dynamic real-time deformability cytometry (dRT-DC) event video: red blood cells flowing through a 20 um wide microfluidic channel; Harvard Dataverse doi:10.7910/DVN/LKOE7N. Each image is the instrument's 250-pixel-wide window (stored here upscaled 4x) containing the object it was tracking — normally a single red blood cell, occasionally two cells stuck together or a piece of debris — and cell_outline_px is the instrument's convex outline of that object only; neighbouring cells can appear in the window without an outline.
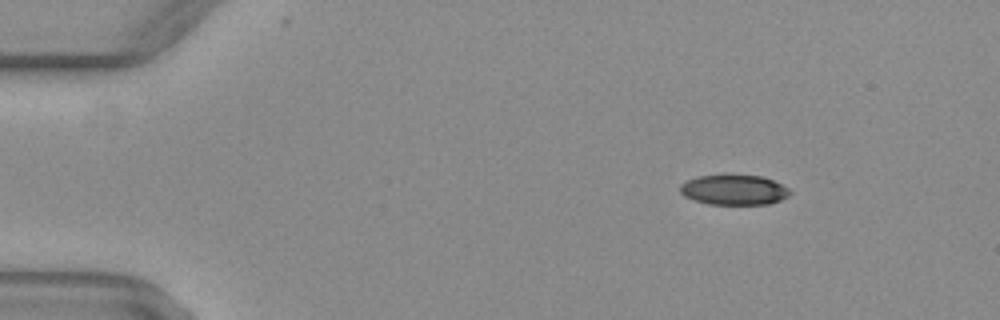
{"species": "common noctule bat (a hibernating species)", "species_latin": "Nyctalus noctula", "temperature_condition": "warm", "stored_images_in_passage": 45, "camera_frame_rate_fps": 3000, "um_per_image_px": 0.085, "animal": {"sex": "female", "body_mass_g": 29.2, "forearm_length_mm": 56.3}, "frame": {"image": 1, "passage_image": 1, "time_ms": 0.0, "image_size_px": [1000, 320], "cell_outline_px": [[792, 192], [788, 196], [780, 200], [768, 204], [708, 204], [692, 200], [684, 196], [680, 192], [680, 184], [696, 176], [724, 172], [764, 176], [788, 188]], "centroid_in_image_um": [62.35, 16.09], "position_along_channel_um": 22.7, "area_um2": 20.06}}
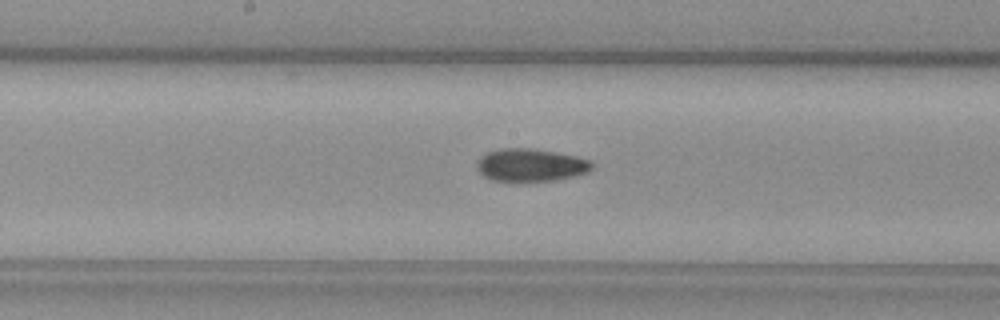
{"frame": {"image": 2, "passage_image": 21, "time_ms": 6.667, "image_size_px": [1000, 320], "cell_outline_px": [[592, 168], [588, 172], [576, 176], [556, 180], [528, 184], [492, 180], [484, 176], [476, 168], [476, 160], [480, 156], [488, 152], [500, 148], [528, 148], [556, 152], [576, 156], [592, 160]], "centroid_in_image_um": [45.09, 14.07], "position_along_channel_um": 203.1, "area_um2": 22.83}}
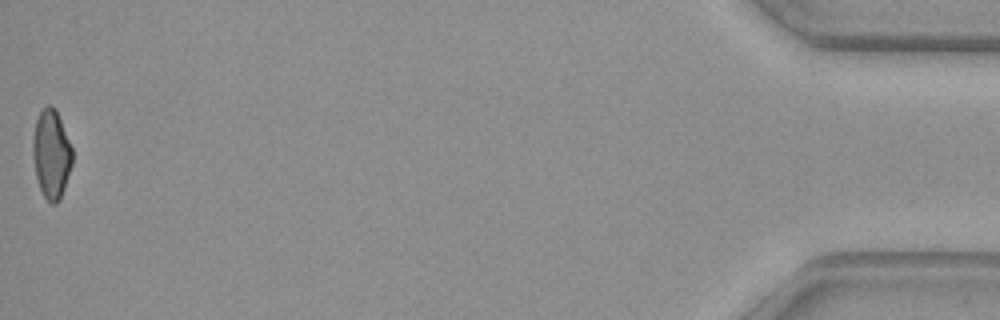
{"frame": {"image": 3, "passage_image": 45, "time_ms": 14.667, "image_size_px": [1000, 320], "cell_outline_px": [[72, 164], [60, 200], [56, 204], [52, 204], [44, 196], [40, 188], [36, 176], [32, 152], [32, 140], [36, 120], [40, 112], [48, 104], [52, 104], [56, 108], [72, 148]], "centroid_in_image_um": [4.36, 13.08], "position_along_channel_um": 430.8, "area_um2": 20.4}, "authors_computed_cell_mechanics": {"area_um2": 21.3282, "velocity_mm_per_s": 4.0833, "shape_relaxation_time_tau1_ms": 8.9415, "shape_relaxation_time_tau2_ms": 4.7495, "deformation_change_tau1": 0.1998, "deformation_change_tau2": 0.1075}}